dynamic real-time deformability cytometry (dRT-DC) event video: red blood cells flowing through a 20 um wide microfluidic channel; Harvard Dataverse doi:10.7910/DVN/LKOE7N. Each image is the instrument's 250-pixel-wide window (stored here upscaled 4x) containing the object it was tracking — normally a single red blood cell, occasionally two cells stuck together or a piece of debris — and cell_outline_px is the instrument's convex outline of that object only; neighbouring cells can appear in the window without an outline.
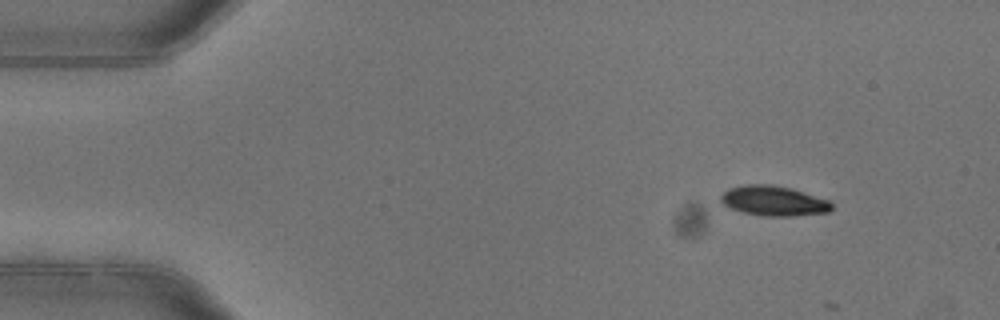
{"species": "common noctule bat (a hibernating species)", "species_latin": "Nyctalus noctula", "temperature_condition": "warm", "stored_images_in_passage": 4, "camera_frame_rate_fps": 3000, "um_per_image_px": 0.085, "animal": {"sex": "female"}, "frame": {"image": 1, "passage_image": 1, "time_ms": 0.0, "image_size_px": [1000, 320], "cell_outline_px": [[832, 208], [828, 212], [792, 216], [760, 216], [744, 212], [720, 204], [720, 196], [728, 188], [744, 184], [772, 184], [792, 188], [828, 200], [832, 204]], "centroid_in_image_um": [65.72, 17.06], "position_along_channel_um": 19.3, "area_um2": 19.48}}